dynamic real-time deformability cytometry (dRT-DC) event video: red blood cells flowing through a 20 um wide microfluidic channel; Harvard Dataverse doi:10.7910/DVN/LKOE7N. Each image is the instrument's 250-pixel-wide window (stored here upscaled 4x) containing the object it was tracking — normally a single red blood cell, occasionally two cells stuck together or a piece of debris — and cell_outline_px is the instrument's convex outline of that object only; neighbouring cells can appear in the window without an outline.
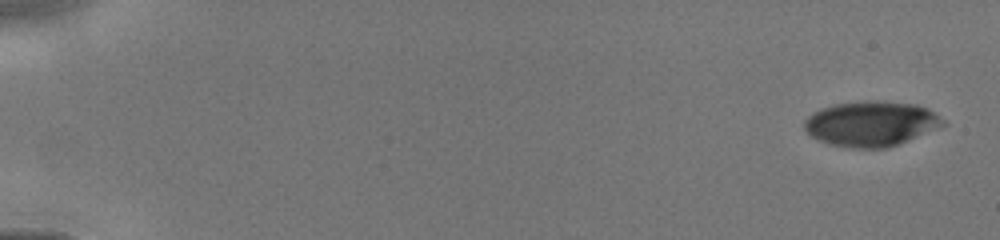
{"species": "human", "species_latin": "Homo sapiens", "temperature_condition": "cold", "stored_images_in_passage": 13, "camera_frame_rate_fps": 3000, "um_per_image_px": 0.085, "donor": {"sex": "male"}, "frame": {"image": 1, "passage_image": 1, "time_ms": 0.0, "image_size_px": [1000, 240], "cell_outline_px": [[948, 124], [888, 148], [848, 148], [832, 144], [820, 140], [812, 136], [804, 128], [804, 120], [812, 112], [820, 108], [836, 104], [872, 100], [880, 100], [916, 104], [928, 108], [944, 120]], "centroid_in_image_um": [74.06, 10.5], "position_along_channel_um": 10.9, "area_um2": 36.47}}
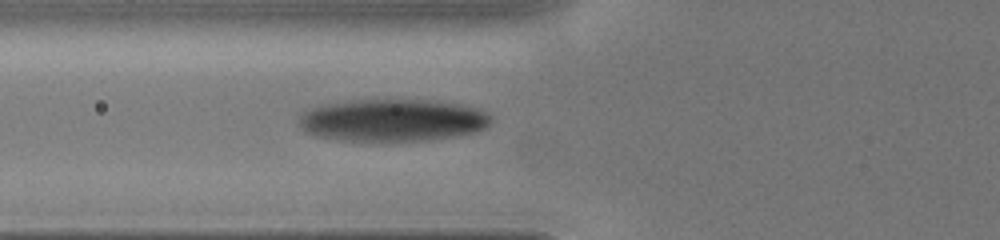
{"frame": {"image": 2, "passage_image": 11, "time_ms": 5.667, "image_size_px": [1000, 240], "cell_outline_px": [[492, 120], [484, 128], [476, 132], [456, 136], [424, 140], [340, 140], [316, 136], [304, 132], [300, 128], [300, 116], [304, 112], [312, 108], [328, 104], [352, 100], [424, 100], [460, 104], [488, 112]], "centroid_in_image_um": [33.37, 10.22], "position_along_channel_um": 92.4, "area_um2": 46.88}}
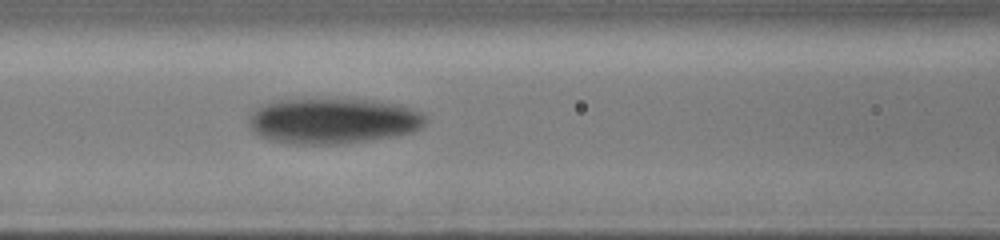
{"frame": {"image": 3, "passage_image": 13, "time_ms": 6.667, "image_size_px": [1000, 240], "cell_outline_px": [[428, 120], [420, 128], [412, 132], [368, 140], [340, 144], [292, 144], [268, 140], [252, 132], [248, 124], [248, 120], [252, 112], [264, 104], [276, 100], [332, 96], [376, 100], [396, 104], [420, 112]], "centroid_in_image_um": [28.24, 10.23], "position_along_channel_um": 138.4, "area_um2": 48.09}}